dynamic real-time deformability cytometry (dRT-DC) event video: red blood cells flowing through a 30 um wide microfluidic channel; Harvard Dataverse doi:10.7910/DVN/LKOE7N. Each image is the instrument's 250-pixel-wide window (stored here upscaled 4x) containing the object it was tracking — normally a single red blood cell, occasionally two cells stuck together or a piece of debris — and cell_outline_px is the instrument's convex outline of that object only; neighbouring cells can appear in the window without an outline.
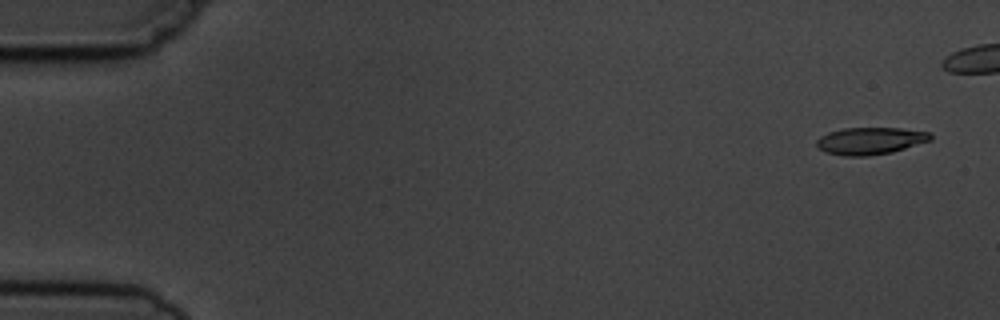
{"species": "common noctule bat (a hibernating species)", "species_latin": "Nyctalus noctula", "temperature_condition": "cold", "stored_images_in_passage": 6, "camera_frame_rate_fps": 3000, "um_per_image_px": 0.085, "animal": {"sex": "male", "body_mass_g": 19.5, "forearm_length_mm": 54.6}, "frame": {"image": 1, "passage_image": 1, "time_ms": 0.0, "image_size_px": [1000, 320], "cell_outline_px": [[932, 140], [892, 152], [868, 156], [844, 156], [824, 152], [816, 148], [816, 140], [820, 136], [828, 132], [844, 128], [900, 128], [932, 132]], "centroid_in_image_um": [73.95, 11.97], "position_along_channel_um": 11.0, "area_um2": 18.26}}
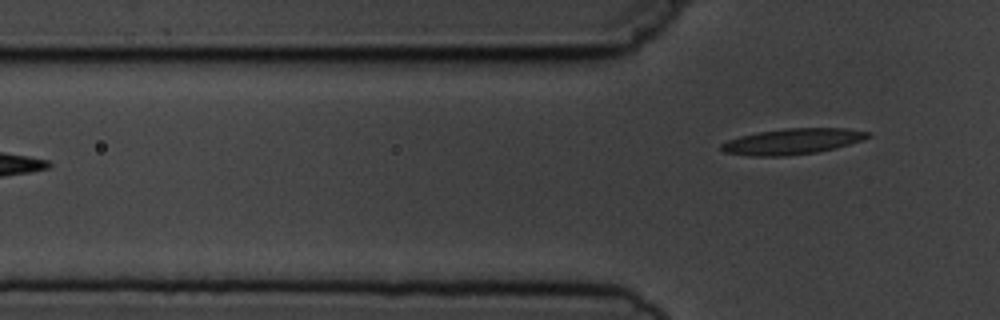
{"frame": {"image": 2, "passage_image": 6, "time_ms": 6.667, "image_size_px": [1000, 320], "cell_outline_px": [[872, 136], [864, 140], [836, 148], [816, 152], [784, 156], [748, 156], [724, 152], [720, 148], [720, 144], [728, 140], [740, 136], [760, 132], [784, 128], [844, 128], [868, 132]], "centroid_in_image_um": [67.36, 12.02], "position_along_channel_um": 58.4, "area_um2": 22.02}}